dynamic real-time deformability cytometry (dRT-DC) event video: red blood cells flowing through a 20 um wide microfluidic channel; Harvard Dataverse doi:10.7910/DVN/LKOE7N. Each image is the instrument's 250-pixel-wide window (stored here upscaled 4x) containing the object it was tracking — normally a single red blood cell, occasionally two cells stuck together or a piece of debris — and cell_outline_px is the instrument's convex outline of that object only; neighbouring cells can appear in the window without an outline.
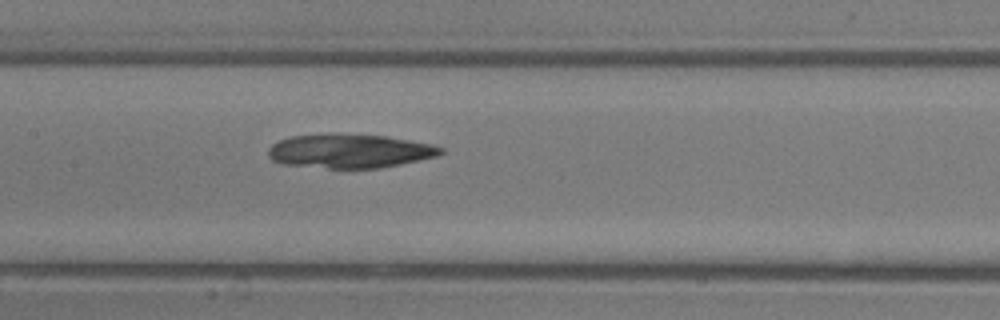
{"species": "common noctule bat (a hibernating species)", "species_latin": "Nyctalus noctula", "temperature_condition": "room temperature", "stored_images_in_passage": 38, "camera_frame_rate_fps": 3000, "um_per_image_px": 0.085, "animal": {"sex": "male", "body_mass_g": 13.3}, "frame": {"image": 1, "passage_image": 19, "time_ms": 6.0, "image_size_px": [1000, 320], "cell_outline_px": [[444, 152], [436, 156], [400, 164], [380, 168], [328, 168], [284, 164], [272, 160], [268, 156], [268, 148], [272, 144], [280, 140], [292, 136], [328, 132], [332, 132], [384, 136], [432, 144], [444, 148]], "centroid_in_image_um": [29.69, 12.82], "position_along_channel_um": 177.7, "area_um2": 34.39}}
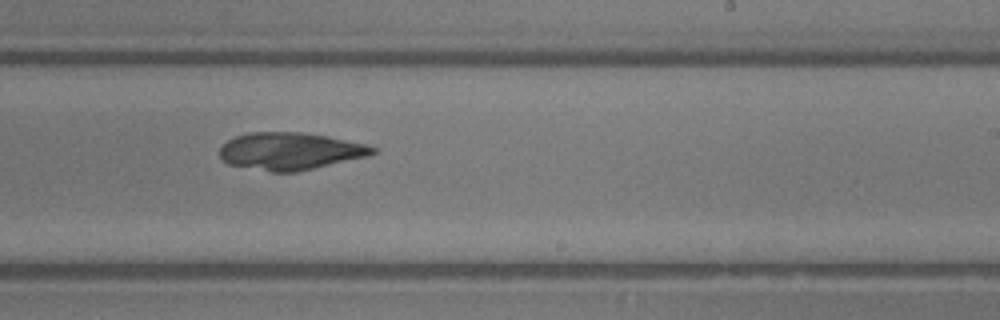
{"frame": {"image": 2, "passage_image": 25, "time_ms": 8.0, "image_size_px": [1000, 320], "cell_outline_px": [[376, 152], [368, 156], [296, 172], [272, 172], [228, 164], [220, 160], [220, 148], [228, 140], [236, 136], [248, 132], [300, 132], [328, 136], [368, 144], [376, 148]], "centroid_in_image_um": [24.66, 12.84], "position_along_channel_um": 264.3, "area_um2": 33.29}}
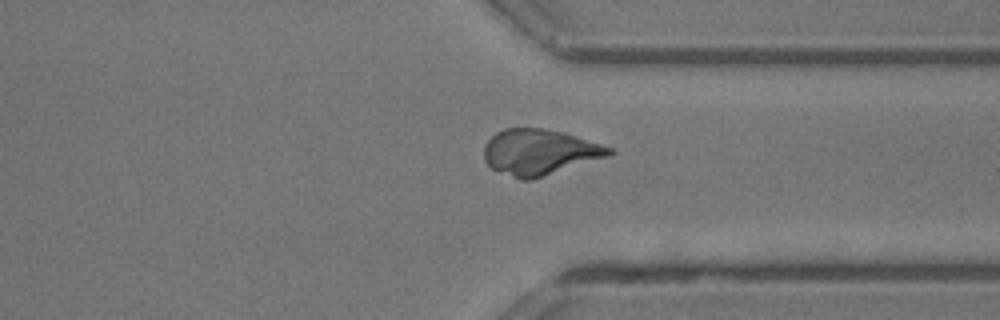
{"frame": {"image": 3, "passage_image": 32, "time_ms": 10.333, "image_size_px": [1000, 320], "cell_outline_px": [[616, 152], [608, 156], [532, 180], [520, 180], [492, 168], [484, 160], [484, 144], [496, 132], [504, 128], [540, 128], [564, 132], [612, 148]], "centroid_in_image_um": [45.84, 12.93], "position_along_channel_um": 365.6, "area_um2": 33.23}}